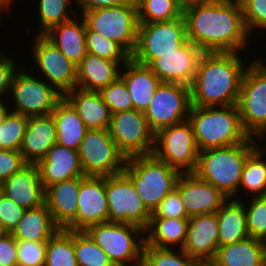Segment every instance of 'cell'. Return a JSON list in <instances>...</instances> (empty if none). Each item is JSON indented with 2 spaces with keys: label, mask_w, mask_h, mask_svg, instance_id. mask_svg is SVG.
I'll return each instance as SVG.
<instances>
[{
  "label": "cell",
  "mask_w": 266,
  "mask_h": 266,
  "mask_svg": "<svg viewBox=\"0 0 266 266\" xmlns=\"http://www.w3.org/2000/svg\"><path fill=\"white\" fill-rule=\"evenodd\" d=\"M86 29L85 19L76 16L52 27L44 36L77 66L88 53L85 43Z\"/></svg>",
  "instance_id": "4316f807"
},
{
  "label": "cell",
  "mask_w": 266,
  "mask_h": 266,
  "mask_svg": "<svg viewBox=\"0 0 266 266\" xmlns=\"http://www.w3.org/2000/svg\"><path fill=\"white\" fill-rule=\"evenodd\" d=\"M81 16L91 31L117 42L130 55L134 53L139 26L137 3L90 10Z\"/></svg>",
  "instance_id": "ba28073f"
},
{
  "label": "cell",
  "mask_w": 266,
  "mask_h": 266,
  "mask_svg": "<svg viewBox=\"0 0 266 266\" xmlns=\"http://www.w3.org/2000/svg\"><path fill=\"white\" fill-rule=\"evenodd\" d=\"M243 10L245 27L249 34L254 30H266V0H239ZM265 29V30H264Z\"/></svg>",
  "instance_id": "ee69618b"
},
{
  "label": "cell",
  "mask_w": 266,
  "mask_h": 266,
  "mask_svg": "<svg viewBox=\"0 0 266 266\" xmlns=\"http://www.w3.org/2000/svg\"><path fill=\"white\" fill-rule=\"evenodd\" d=\"M25 209L0 193V226L6 233H12L23 218Z\"/></svg>",
  "instance_id": "7dc6e473"
},
{
  "label": "cell",
  "mask_w": 266,
  "mask_h": 266,
  "mask_svg": "<svg viewBox=\"0 0 266 266\" xmlns=\"http://www.w3.org/2000/svg\"><path fill=\"white\" fill-rule=\"evenodd\" d=\"M17 240L11 233L0 238V266H18Z\"/></svg>",
  "instance_id": "f907efd6"
},
{
  "label": "cell",
  "mask_w": 266,
  "mask_h": 266,
  "mask_svg": "<svg viewBox=\"0 0 266 266\" xmlns=\"http://www.w3.org/2000/svg\"><path fill=\"white\" fill-rule=\"evenodd\" d=\"M63 97L73 106L87 129H108L111 113L99 92L75 88Z\"/></svg>",
  "instance_id": "f1b7e54d"
},
{
  "label": "cell",
  "mask_w": 266,
  "mask_h": 266,
  "mask_svg": "<svg viewBox=\"0 0 266 266\" xmlns=\"http://www.w3.org/2000/svg\"><path fill=\"white\" fill-rule=\"evenodd\" d=\"M240 201L245 207L249 236L266 242V196H252Z\"/></svg>",
  "instance_id": "b9f144b4"
},
{
  "label": "cell",
  "mask_w": 266,
  "mask_h": 266,
  "mask_svg": "<svg viewBox=\"0 0 266 266\" xmlns=\"http://www.w3.org/2000/svg\"><path fill=\"white\" fill-rule=\"evenodd\" d=\"M183 17L188 40L203 52L241 53L251 41L239 0H205L185 8Z\"/></svg>",
  "instance_id": "6da1fadb"
},
{
  "label": "cell",
  "mask_w": 266,
  "mask_h": 266,
  "mask_svg": "<svg viewBox=\"0 0 266 266\" xmlns=\"http://www.w3.org/2000/svg\"><path fill=\"white\" fill-rule=\"evenodd\" d=\"M75 8L83 14L86 11L114 7L130 3L129 0H75ZM79 9V10H78Z\"/></svg>",
  "instance_id": "816d5d0a"
},
{
  "label": "cell",
  "mask_w": 266,
  "mask_h": 266,
  "mask_svg": "<svg viewBox=\"0 0 266 266\" xmlns=\"http://www.w3.org/2000/svg\"><path fill=\"white\" fill-rule=\"evenodd\" d=\"M153 154L180 173H194L199 150L188 119L159 130L154 136Z\"/></svg>",
  "instance_id": "8fae6325"
},
{
  "label": "cell",
  "mask_w": 266,
  "mask_h": 266,
  "mask_svg": "<svg viewBox=\"0 0 266 266\" xmlns=\"http://www.w3.org/2000/svg\"><path fill=\"white\" fill-rule=\"evenodd\" d=\"M0 186L1 193L25 210L45 204V189L37 164H27Z\"/></svg>",
  "instance_id": "7402d4cb"
},
{
  "label": "cell",
  "mask_w": 266,
  "mask_h": 266,
  "mask_svg": "<svg viewBox=\"0 0 266 266\" xmlns=\"http://www.w3.org/2000/svg\"><path fill=\"white\" fill-rule=\"evenodd\" d=\"M6 234L5 230L2 226H0V238L3 237Z\"/></svg>",
  "instance_id": "6f0895ef"
},
{
  "label": "cell",
  "mask_w": 266,
  "mask_h": 266,
  "mask_svg": "<svg viewBox=\"0 0 266 266\" xmlns=\"http://www.w3.org/2000/svg\"><path fill=\"white\" fill-rule=\"evenodd\" d=\"M56 127L52 115L32 116L23 137L20 152L27 164H38L56 144Z\"/></svg>",
  "instance_id": "cb8c5ba5"
},
{
  "label": "cell",
  "mask_w": 266,
  "mask_h": 266,
  "mask_svg": "<svg viewBox=\"0 0 266 266\" xmlns=\"http://www.w3.org/2000/svg\"><path fill=\"white\" fill-rule=\"evenodd\" d=\"M78 154L85 176H111L123 172L126 157L118 150L108 129H88Z\"/></svg>",
  "instance_id": "7c38bea8"
},
{
  "label": "cell",
  "mask_w": 266,
  "mask_h": 266,
  "mask_svg": "<svg viewBox=\"0 0 266 266\" xmlns=\"http://www.w3.org/2000/svg\"><path fill=\"white\" fill-rule=\"evenodd\" d=\"M203 266H217L213 261L204 263Z\"/></svg>",
  "instance_id": "9f6ffc18"
},
{
  "label": "cell",
  "mask_w": 266,
  "mask_h": 266,
  "mask_svg": "<svg viewBox=\"0 0 266 266\" xmlns=\"http://www.w3.org/2000/svg\"><path fill=\"white\" fill-rule=\"evenodd\" d=\"M26 165L20 151L0 149V185Z\"/></svg>",
  "instance_id": "c3c4849f"
},
{
  "label": "cell",
  "mask_w": 266,
  "mask_h": 266,
  "mask_svg": "<svg viewBox=\"0 0 266 266\" xmlns=\"http://www.w3.org/2000/svg\"><path fill=\"white\" fill-rule=\"evenodd\" d=\"M31 72L29 74L23 67L15 72L9 90L14 102L13 105L9 103L11 111L27 117L50 115L63 95Z\"/></svg>",
  "instance_id": "30bf717a"
},
{
  "label": "cell",
  "mask_w": 266,
  "mask_h": 266,
  "mask_svg": "<svg viewBox=\"0 0 266 266\" xmlns=\"http://www.w3.org/2000/svg\"><path fill=\"white\" fill-rule=\"evenodd\" d=\"M203 53L199 47L188 40L174 53L162 54L153 59L147 67L162 83H177L191 87Z\"/></svg>",
  "instance_id": "e0dca14e"
},
{
  "label": "cell",
  "mask_w": 266,
  "mask_h": 266,
  "mask_svg": "<svg viewBox=\"0 0 266 266\" xmlns=\"http://www.w3.org/2000/svg\"><path fill=\"white\" fill-rule=\"evenodd\" d=\"M151 218L189 219L176 187L160 202Z\"/></svg>",
  "instance_id": "bcb514c9"
},
{
  "label": "cell",
  "mask_w": 266,
  "mask_h": 266,
  "mask_svg": "<svg viewBox=\"0 0 266 266\" xmlns=\"http://www.w3.org/2000/svg\"><path fill=\"white\" fill-rule=\"evenodd\" d=\"M37 166L44 189L64 180L85 176L78 151L57 143L50 148L46 157Z\"/></svg>",
  "instance_id": "603a6c76"
},
{
  "label": "cell",
  "mask_w": 266,
  "mask_h": 266,
  "mask_svg": "<svg viewBox=\"0 0 266 266\" xmlns=\"http://www.w3.org/2000/svg\"><path fill=\"white\" fill-rule=\"evenodd\" d=\"M137 7L139 23L166 22L183 15L175 0H139Z\"/></svg>",
  "instance_id": "8d00e7d4"
},
{
  "label": "cell",
  "mask_w": 266,
  "mask_h": 266,
  "mask_svg": "<svg viewBox=\"0 0 266 266\" xmlns=\"http://www.w3.org/2000/svg\"><path fill=\"white\" fill-rule=\"evenodd\" d=\"M29 117L10 111L0 125V149L20 151Z\"/></svg>",
  "instance_id": "60d3db41"
},
{
  "label": "cell",
  "mask_w": 266,
  "mask_h": 266,
  "mask_svg": "<svg viewBox=\"0 0 266 266\" xmlns=\"http://www.w3.org/2000/svg\"><path fill=\"white\" fill-rule=\"evenodd\" d=\"M262 58L249 63L240 89L239 114L245 132L260 139L266 133V64Z\"/></svg>",
  "instance_id": "52a82bcc"
},
{
  "label": "cell",
  "mask_w": 266,
  "mask_h": 266,
  "mask_svg": "<svg viewBox=\"0 0 266 266\" xmlns=\"http://www.w3.org/2000/svg\"><path fill=\"white\" fill-rule=\"evenodd\" d=\"M6 52L0 53V100L3 99L2 96L9 94L13 76L20 66L16 64L15 57H9L4 54Z\"/></svg>",
  "instance_id": "681fc988"
},
{
  "label": "cell",
  "mask_w": 266,
  "mask_h": 266,
  "mask_svg": "<svg viewBox=\"0 0 266 266\" xmlns=\"http://www.w3.org/2000/svg\"><path fill=\"white\" fill-rule=\"evenodd\" d=\"M127 62L103 59L88 52L76 66V88L99 92L120 77L122 66Z\"/></svg>",
  "instance_id": "d4e9b609"
},
{
  "label": "cell",
  "mask_w": 266,
  "mask_h": 266,
  "mask_svg": "<svg viewBox=\"0 0 266 266\" xmlns=\"http://www.w3.org/2000/svg\"><path fill=\"white\" fill-rule=\"evenodd\" d=\"M109 222L134 224L145 230L151 213L146 209L129 176L123 171L105 177Z\"/></svg>",
  "instance_id": "4fadbf2b"
},
{
  "label": "cell",
  "mask_w": 266,
  "mask_h": 266,
  "mask_svg": "<svg viewBox=\"0 0 266 266\" xmlns=\"http://www.w3.org/2000/svg\"><path fill=\"white\" fill-rule=\"evenodd\" d=\"M142 266H203L183 249L158 248L144 243Z\"/></svg>",
  "instance_id": "74e56055"
},
{
  "label": "cell",
  "mask_w": 266,
  "mask_h": 266,
  "mask_svg": "<svg viewBox=\"0 0 266 266\" xmlns=\"http://www.w3.org/2000/svg\"><path fill=\"white\" fill-rule=\"evenodd\" d=\"M85 232L115 266H142L145 236L141 227L104 222L89 226Z\"/></svg>",
  "instance_id": "8992f818"
},
{
  "label": "cell",
  "mask_w": 266,
  "mask_h": 266,
  "mask_svg": "<svg viewBox=\"0 0 266 266\" xmlns=\"http://www.w3.org/2000/svg\"><path fill=\"white\" fill-rule=\"evenodd\" d=\"M212 261L217 266H266V242L249 236L219 246Z\"/></svg>",
  "instance_id": "83f0119b"
},
{
  "label": "cell",
  "mask_w": 266,
  "mask_h": 266,
  "mask_svg": "<svg viewBox=\"0 0 266 266\" xmlns=\"http://www.w3.org/2000/svg\"><path fill=\"white\" fill-rule=\"evenodd\" d=\"M87 51L100 58L112 61H129L131 55L117 42L100 33L91 31L88 27L85 34Z\"/></svg>",
  "instance_id": "ab89813d"
},
{
  "label": "cell",
  "mask_w": 266,
  "mask_h": 266,
  "mask_svg": "<svg viewBox=\"0 0 266 266\" xmlns=\"http://www.w3.org/2000/svg\"><path fill=\"white\" fill-rule=\"evenodd\" d=\"M261 147L262 145H259L244 163L238 189L239 196L243 190L247 191L245 196H248L249 193L250 197H252V194L253 196H266V155H264L266 150Z\"/></svg>",
  "instance_id": "836d02e7"
},
{
  "label": "cell",
  "mask_w": 266,
  "mask_h": 266,
  "mask_svg": "<svg viewBox=\"0 0 266 266\" xmlns=\"http://www.w3.org/2000/svg\"><path fill=\"white\" fill-rule=\"evenodd\" d=\"M120 78L129 90L134 110L142 112L148 108L154 93L162 83L147 66L132 59L122 66Z\"/></svg>",
  "instance_id": "484cf974"
},
{
  "label": "cell",
  "mask_w": 266,
  "mask_h": 266,
  "mask_svg": "<svg viewBox=\"0 0 266 266\" xmlns=\"http://www.w3.org/2000/svg\"><path fill=\"white\" fill-rule=\"evenodd\" d=\"M74 1L38 0V9L36 11L38 12V19H40V27H38L40 30H38L37 35H44L52 27L70 21L73 19V17H76L77 10L70 7ZM70 13L73 14V17Z\"/></svg>",
  "instance_id": "d590c367"
},
{
  "label": "cell",
  "mask_w": 266,
  "mask_h": 266,
  "mask_svg": "<svg viewBox=\"0 0 266 266\" xmlns=\"http://www.w3.org/2000/svg\"><path fill=\"white\" fill-rule=\"evenodd\" d=\"M81 177L55 183L45 189V204L60 229L76 231Z\"/></svg>",
  "instance_id": "44dd1931"
},
{
  "label": "cell",
  "mask_w": 266,
  "mask_h": 266,
  "mask_svg": "<svg viewBox=\"0 0 266 266\" xmlns=\"http://www.w3.org/2000/svg\"><path fill=\"white\" fill-rule=\"evenodd\" d=\"M33 40L31 58L35 65L33 68L36 67L37 71L39 70V77L42 76V79L63 96L75 89L77 87L76 65L44 35L36 34Z\"/></svg>",
  "instance_id": "9a60e30c"
},
{
  "label": "cell",
  "mask_w": 266,
  "mask_h": 266,
  "mask_svg": "<svg viewBox=\"0 0 266 266\" xmlns=\"http://www.w3.org/2000/svg\"><path fill=\"white\" fill-rule=\"evenodd\" d=\"M176 188L188 218L216 213L229 199L221 190L200 179L195 173H181Z\"/></svg>",
  "instance_id": "ac0fdd59"
},
{
  "label": "cell",
  "mask_w": 266,
  "mask_h": 266,
  "mask_svg": "<svg viewBox=\"0 0 266 266\" xmlns=\"http://www.w3.org/2000/svg\"><path fill=\"white\" fill-rule=\"evenodd\" d=\"M258 142L249 137L243 143L200 151L194 173L229 198L240 200L237 195L243 166L247 157L262 144Z\"/></svg>",
  "instance_id": "3957f363"
},
{
  "label": "cell",
  "mask_w": 266,
  "mask_h": 266,
  "mask_svg": "<svg viewBox=\"0 0 266 266\" xmlns=\"http://www.w3.org/2000/svg\"><path fill=\"white\" fill-rule=\"evenodd\" d=\"M265 137H266V133L259 139V142H261Z\"/></svg>",
  "instance_id": "91938a15"
},
{
  "label": "cell",
  "mask_w": 266,
  "mask_h": 266,
  "mask_svg": "<svg viewBox=\"0 0 266 266\" xmlns=\"http://www.w3.org/2000/svg\"><path fill=\"white\" fill-rule=\"evenodd\" d=\"M4 11L7 12V10L0 4V16H2L1 13L4 14ZM1 20V19H0Z\"/></svg>",
  "instance_id": "680465c9"
},
{
  "label": "cell",
  "mask_w": 266,
  "mask_h": 266,
  "mask_svg": "<svg viewBox=\"0 0 266 266\" xmlns=\"http://www.w3.org/2000/svg\"><path fill=\"white\" fill-rule=\"evenodd\" d=\"M45 266H78L74 252V231L59 229L47 241Z\"/></svg>",
  "instance_id": "e575fe53"
},
{
  "label": "cell",
  "mask_w": 266,
  "mask_h": 266,
  "mask_svg": "<svg viewBox=\"0 0 266 266\" xmlns=\"http://www.w3.org/2000/svg\"><path fill=\"white\" fill-rule=\"evenodd\" d=\"M239 54L242 53L202 54L190 87L192 105L214 107L238 104L242 80L249 65L246 60L242 61L243 57Z\"/></svg>",
  "instance_id": "7a4b0ae2"
},
{
  "label": "cell",
  "mask_w": 266,
  "mask_h": 266,
  "mask_svg": "<svg viewBox=\"0 0 266 266\" xmlns=\"http://www.w3.org/2000/svg\"><path fill=\"white\" fill-rule=\"evenodd\" d=\"M109 222V206L105 192L104 176L81 177L76 213V231Z\"/></svg>",
  "instance_id": "d6986e66"
},
{
  "label": "cell",
  "mask_w": 266,
  "mask_h": 266,
  "mask_svg": "<svg viewBox=\"0 0 266 266\" xmlns=\"http://www.w3.org/2000/svg\"><path fill=\"white\" fill-rule=\"evenodd\" d=\"M188 224L189 219L150 218L144 230L145 244L158 248L182 249L186 241Z\"/></svg>",
  "instance_id": "f546056e"
},
{
  "label": "cell",
  "mask_w": 266,
  "mask_h": 266,
  "mask_svg": "<svg viewBox=\"0 0 266 266\" xmlns=\"http://www.w3.org/2000/svg\"><path fill=\"white\" fill-rule=\"evenodd\" d=\"M219 247V229L216 213L189 218L183 251L202 265L212 261Z\"/></svg>",
  "instance_id": "ffe728a7"
},
{
  "label": "cell",
  "mask_w": 266,
  "mask_h": 266,
  "mask_svg": "<svg viewBox=\"0 0 266 266\" xmlns=\"http://www.w3.org/2000/svg\"><path fill=\"white\" fill-rule=\"evenodd\" d=\"M130 2L137 3L139 0H129Z\"/></svg>",
  "instance_id": "94428289"
},
{
  "label": "cell",
  "mask_w": 266,
  "mask_h": 266,
  "mask_svg": "<svg viewBox=\"0 0 266 266\" xmlns=\"http://www.w3.org/2000/svg\"><path fill=\"white\" fill-rule=\"evenodd\" d=\"M47 242L17 241L18 266H45Z\"/></svg>",
  "instance_id": "f6af8a7d"
},
{
  "label": "cell",
  "mask_w": 266,
  "mask_h": 266,
  "mask_svg": "<svg viewBox=\"0 0 266 266\" xmlns=\"http://www.w3.org/2000/svg\"><path fill=\"white\" fill-rule=\"evenodd\" d=\"M15 0H0V4L7 10L10 9V7H12V2H14ZM10 6V7H9Z\"/></svg>",
  "instance_id": "11a10c76"
},
{
  "label": "cell",
  "mask_w": 266,
  "mask_h": 266,
  "mask_svg": "<svg viewBox=\"0 0 266 266\" xmlns=\"http://www.w3.org/2000/svg\"><path fill=\"white\" fill-rule=\"evenodd\" d=\"M188 41L183 15L175 20L139 23L137 43L131 59L147 66L162 54L174 53Z\"/></svg>",
  "instance_id": "9c48e42d"
},
{
  "label": "cell",
  "mask_w": 266,
  "mask_h": 266,
  "mask_svg": "<svg viewBox=\"0 0 266 266\" xmlns=\"http://www.w3.org/2000/svg\"><path fill=\"white\" fill-rule=\"evenodd\" d=\"M203 1L205 0H175V2L181 7L182 10Z\"/></svg>",
  "instance_id": "db71d44e"
},
{
  "label": "cell",
  "mask_w": 266,
  "mask_h": 266,
  "mask_svg": "<svg viewBox=\"0 0 266 266\" xmlns=\"http://www.w3.org/2000/svg\"><path fill=\"white\" fill-rule=\"evenodd\" d=\"M188 121L192 126L199 152L243 143L250 137L243 129L237 105H192Z\"/></svg>",
  "instance_id": "277c9868"
},
{
  "label": "cell",
  "mask_w": 266,
  "mask_h": 266,
  "mask_svg": "<svg viewBox=\"0 0 266 266\" xmlns=\"http://www.w3.org/2000/svg\"><path fill=\"white\" fill-rule=\"evenodd\" d=\"M219 246L236 243L249 237L244 204L229 198L216 212Z\"/></svg>",
  "instance_id": "d6a6232c"
},
{
  "label": "cell",
  "mask_w": 266,
  "mask_h": 266,
  "mask_svg": "<svg viewBox=\"0 0 266 266\" xmlns=\"http://www.w3.org/2000/svg\"><path fill=\"white\" fill-rule=\"evenodd\" d=\"M56 127V143L78 150L88 130L73 106L63 97L51 113Z\"/></svg>",
  "instance_id": "4dcf8cb0"
},
{
  "label": "cell",
  "mask_w": 266,
  "mask_h": 266,
  "mask_svg": "<svg viewBox=\"0 0 266 266\" xmlns=\"http://www.w3.org/2000/svg\"><path fill=\"white\" fill-rule=\"evenodd\" d=\"M123 171L135 185L137 194L151 214L176 187L181 175L154 154L126 158Z\"/></svg>",
  "instance_id": "5b68a950"
},
{
  "label": "cell",
  "mask_w": 266,
  "mask_h": 266,
  "mask_svg": "<svg viewBox=\"0 0 266 266\" xmlns=\"http://www.w3.org/2000/svg\"><path fill=\"white\" fill-rule=\"evenodd\" d=\"M9 103L5 102V100H0V125L4 122L6 116L9 114L11 111V107H8Z\"/></svg>",
  "instance_id": "f5cc1de1"
},
{
  "label": "cell",
  "mask_w": 266,
  "mask_h": 266,
  "mask_svg": "<svg viewBox=\"0 0 266 266\" xmlns=\"http://www.w3.org/2000/svg\"><path fill=\"white\" fill-rule=\"evenodd\" d=\"M60 228L54 223L47 205L27 209L11 233L17 241L47 242Z\"/></svg>",
  "instance_id": "1f68e13d"
},
{
  "label": "cell",
  "mask_w": 266,
  "mask_h": 266,
  "mask_svg": "<svg viewBox=\"0 0 266 266\" xmlns=\"http://www.w3.org/2000/svg\"><path fill=\"white\" fill-rule=\"evenodd\" d=\"M108 131L126 158L153 154L155 134L149 129L144 112L130 110L111 114Z\"/></svg>",
  "instance_id": "2e32d148"
},
{
  "label": "cell",
  "mask_w": 266,
  "mask_h": 266,
  "mask_svg": "<svg viewBox=\"0 0 266 266\" xmlns=\"http://www.w3.org/2000/svg\"><path fill=\"white\" fill-rule=\"evenodd\" d=\"M191 89L177 83H161L145 110L149 129L159 130L188 119L191 109Z\"/></svg>",
  "instance_id": "5bb4252c"
},
{
  "label": "cell",
  "mask_w": 266,
  "mask_h": 266,
  "mask_svg": "<svg viewBox=\"0 0 266 266\" xmlns=\"http://www.w3.org/2000/svg\"><path fill=\"white\" fill-rule=\"evenodd\" d=\"M99 93L111 114L134 110L129 90L120 77L101 89Z\"/></svg>",
  "instance_id": "7bdbcfd3"
},
{
  "label": "cell",
  "mask_w": 266,
  "mask_h": 266,
  "mask_svg": "<svg viewBox=\"0 0 266 266\" xmlns=\"http://www.w3.org/2000/svg\"><path fill=\"white\" fill-rule=\"evenodd\" d=\"M74 252L78 266H115L85 231H74Z\"/></svg>",
  "instance_id": "f35d334b"
}]
</instances>
